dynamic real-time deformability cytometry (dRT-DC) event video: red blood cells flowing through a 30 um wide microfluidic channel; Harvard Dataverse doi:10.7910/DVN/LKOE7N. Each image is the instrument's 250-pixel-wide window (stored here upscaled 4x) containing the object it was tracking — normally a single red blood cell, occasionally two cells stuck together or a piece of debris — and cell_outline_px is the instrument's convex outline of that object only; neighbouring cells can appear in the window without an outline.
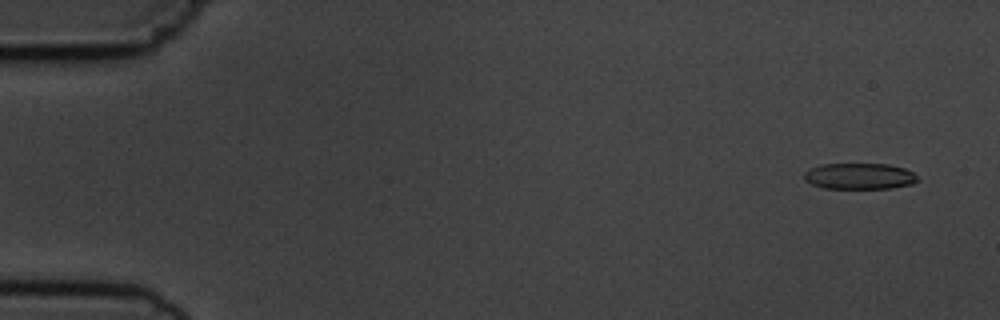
{"species": "common noctule bat (a hibernating species)", "species_latin": "Nyctalus noctula", "temperature_condition": "cold", "stored_images_in_passage": 4, "camera_frame_rate_fps": 3000, "um_per_image_px": 0.085, "animal": {"sex": "male", "body_mass_g": 19.5, "forearm_length_mm": 54.6}, "frame": {"image": 1, "passage_image": 1, "time_ms": 0.0, "image_size_px": [1000, 320], "cell_outline_px": [[920, 180], [912, 184], [892, 188], [824, 188], [812, 184], [804, 180], [804, 172], [820, 164], [888, 164], [904, 168], [912, 172]], "centroid_in_image_um": [73.06, 14.97], "position_along_channel_um": 11.9, "area_um2": 17.22}}